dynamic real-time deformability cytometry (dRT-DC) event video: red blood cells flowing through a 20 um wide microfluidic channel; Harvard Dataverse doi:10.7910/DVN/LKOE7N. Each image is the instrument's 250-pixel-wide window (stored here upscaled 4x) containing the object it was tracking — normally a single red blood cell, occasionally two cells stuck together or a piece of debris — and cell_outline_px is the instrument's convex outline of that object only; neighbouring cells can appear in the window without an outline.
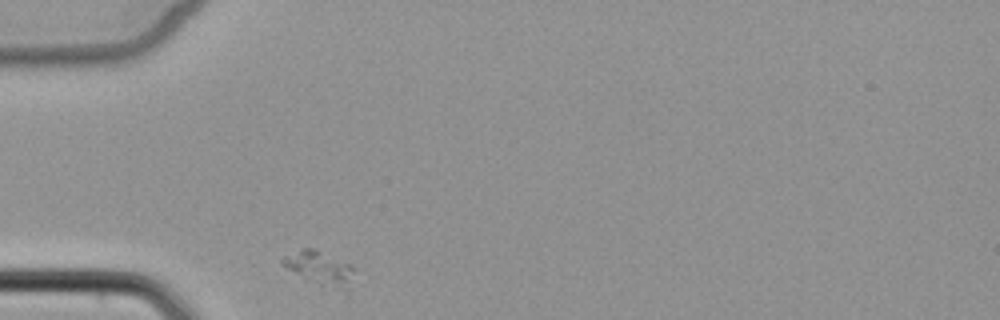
{"species": "common noctule bat (a hibernating species)", "species_latin": "Nyctalus noctula", "temperature_condition": "cold", "stored_images_in_passage": 1, "camera_frame_rate_fps": 3000, "um_per_image_px": 0.085, "animal": {"sex": "female", "body_mass_g": 22.7, "forearm_length_mm": 54.2}, "frame": {"image": 1, "passage_image": 1, "time_ms": 0.0, "image_size_px": [1000, 320], "cell_outline_px": [[352, 268], [348, 296], [296, 272], [280, 264], [280, 260], [284, 256], [304, 248], [312, 248], [352, 264]], "centroid_in_image_um": [27.25, 22.81], "position_along_channel_um": 57.8, "area_um2": 13.64}}